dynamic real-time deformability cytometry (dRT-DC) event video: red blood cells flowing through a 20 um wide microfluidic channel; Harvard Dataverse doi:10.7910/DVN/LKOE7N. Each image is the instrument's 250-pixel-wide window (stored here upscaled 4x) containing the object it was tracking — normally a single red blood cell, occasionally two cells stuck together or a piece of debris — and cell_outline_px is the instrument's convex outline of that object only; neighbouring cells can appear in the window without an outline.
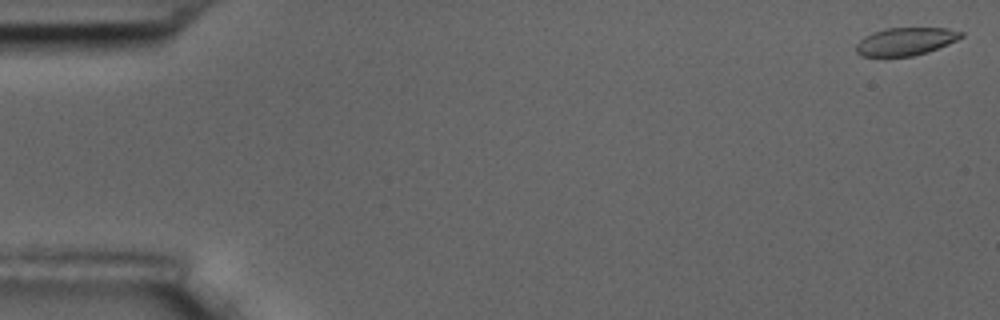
{"species": "common noctule bat (a hibernating species)", "species_latin": "Nyctalus noctula", "temperature_condition": "room temperature", "stored_images_in_passage": 4, "camera_frame_rate_fps": 3000, "um_per_image_px": 0.085, "animal": {"sex": "male", "body_mass_g": 17.5, "forearm_length_mm": 52.3}, "frame": {"image": 1, "passage_image": 1, "time_ms": 0.0, "image_size_px": [1000, 320], "cell_outline_px": [[964, 36], [948, 44], [928, 52], [912, 56], [860, 56], [856, 52], [856, 44], [864, 36], [872, 32], [884, 28], [948, 28], [964, 32]], "centroid_in_image_um": [76.97, 3.51], "position_along_channel_um": 8.0, "area_um2": 17.11}}